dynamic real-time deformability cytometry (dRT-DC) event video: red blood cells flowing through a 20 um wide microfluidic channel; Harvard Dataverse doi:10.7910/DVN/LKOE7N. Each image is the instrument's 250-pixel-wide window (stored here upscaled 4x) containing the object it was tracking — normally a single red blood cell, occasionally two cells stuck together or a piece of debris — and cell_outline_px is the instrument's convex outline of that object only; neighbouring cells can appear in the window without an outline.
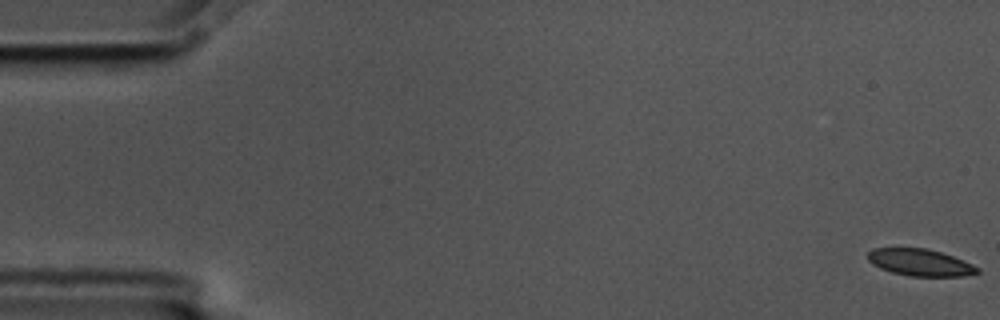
{"species": "common noctule bat (a hibernating species)", "species_latin": "Nyctalus noctula", "temperature_condition": "cold", "stored_images_in_passage": 57, "camera_frame_rate_fps": 3000, "um_per_image_px": 0.085, "animal": {"sex": "male", "body_mass_g": 17.5, "forearm_length_mm": 52.3}, "frame": {"image": 1, "passage_image": 1, "time_ms": 0.0, "image_size_px": [1000, 320], "cell_outline_px": [[980, 272], [964, 276], [908, 276], [892, 272], [880, 268], [872, 264], [868, 260], [868, 252], [872, 248], [928, 248], [952, 256], [972, 264], [980, 268]], "centroid_in_image_um": [78.2, 22.31], "position_along_channel_um": 6.8, "area_um2": 17.17}}
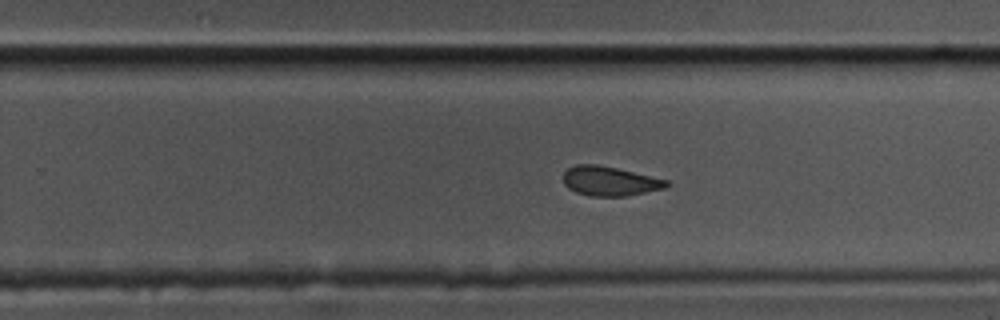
{"frame": {"image": 2, "passage_image": 36, "time_ms": 11.667, "image_size_px": [1000, 320], "cell_outline_px": [[672, 184], [664, 188], [624, 196], [588, 196], [576, 192], [568, 188], [564, 184], [564, 172], [568, 168], [576, 164], [596, 164], [616, 168], [668, 180]], "centroid_in_image_um": [51.81, 15.39], "position_along_channel_um": 278.0, "area_um2": 17.57}}
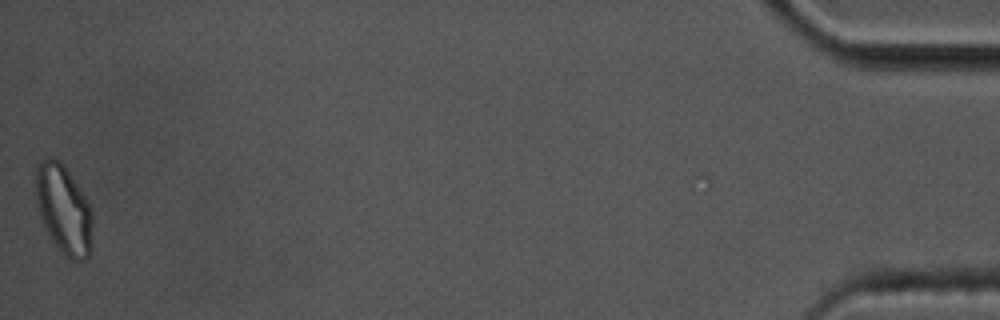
{"frame": {"image": 3, "passage_image": 57, "time_ms": 18.667, "image_size_px": [1000, 320], "cell_outline_px": [[92, 248], [88, 256], [84, 260], [72, 260], [64, 256], [48, 236], [40, 216], [36, 200], [36, 164], [40, 160], [48, 156], [60, 160], [64, 164], [84, 196], [92, 212]], "centroid_in_image_um": [5.4, 17.81], "position_along_channel_um": 429.8, "area_um2": 29.71}, "authors_computed_cell_mechanics": {"area_um2": 18.9006, "velocity_mm_per_s": 3.5634, "shape_relaxation_time_tau1_ms": 10.6439, "shape_relaxation_time_tau2_ms": 3.1076, "deformation_change_tau1": 0.174, "deformation_change_tau2": 0.0761}}